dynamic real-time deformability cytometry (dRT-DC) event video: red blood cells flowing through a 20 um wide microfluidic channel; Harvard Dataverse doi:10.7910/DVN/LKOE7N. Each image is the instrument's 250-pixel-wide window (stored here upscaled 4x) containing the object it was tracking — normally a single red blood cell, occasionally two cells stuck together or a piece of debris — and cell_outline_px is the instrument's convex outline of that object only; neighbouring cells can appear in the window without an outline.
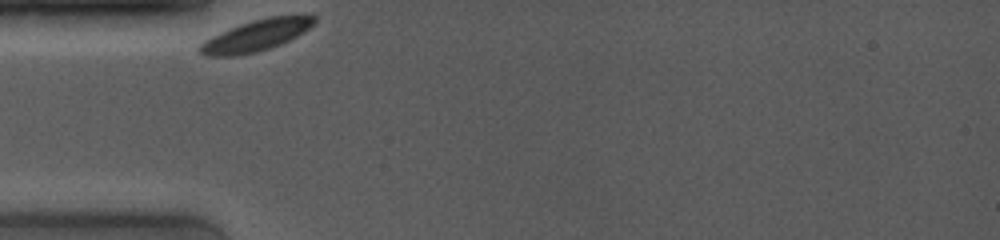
{"species": "common noctule bat (a hibernating species)", "species_latin": "Nyctalus noctula", "temperature_condition": "room temperature", "stored_images_in_passage": 6, "camera_frame_rate_fps": 4000, "um_per_image_px": 0.085, "animal": {"sex": "female", "body_mass_g": 19.0, "forearm_length_mm": 53.3}, "frame": {"image": 1, "passage_image": 1, "time_ms": 0.0, "image_size_px": [1000, 240], "cell_outline_px": [[316, 20], [304, 32], [280, 44], [256, 52], [236, 56], [208, 56], [200, 52], [196, 48], [204, 40], [228, 28], [252, 20], [268, 16], [300, 12], [316, 16]], "centroid_in_image_um": [21.81, 2.96], "position_along_channel_um": 63.2, "area_um2": 21.33}}
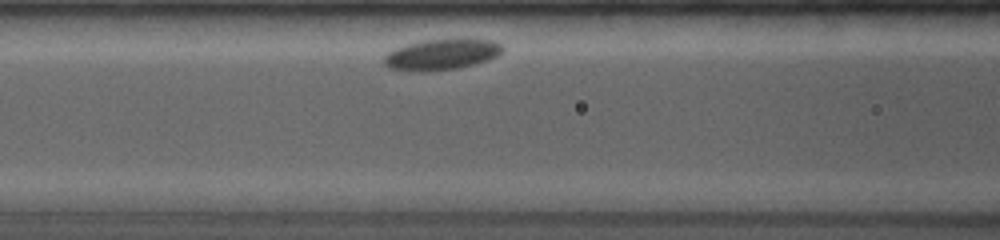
{"frame": {"image": 2, "passage_image": 4, "time_ms": 2.0, "image_size_px": [1000, 240], "cell_outline_px": [[504, 48], [496, 56], [488, 60], [476, 64], [456, 68], [424, 72], [388, 68], [384, 64], [384, 56], [388, 52], [396, 48], [408, 44], [424, 40], [464, 36], [496, 40]], "centroid_in_image_um": [37.6, 4.58], "position_along_channel_um": 129.0, "area_um2": 21.96}}